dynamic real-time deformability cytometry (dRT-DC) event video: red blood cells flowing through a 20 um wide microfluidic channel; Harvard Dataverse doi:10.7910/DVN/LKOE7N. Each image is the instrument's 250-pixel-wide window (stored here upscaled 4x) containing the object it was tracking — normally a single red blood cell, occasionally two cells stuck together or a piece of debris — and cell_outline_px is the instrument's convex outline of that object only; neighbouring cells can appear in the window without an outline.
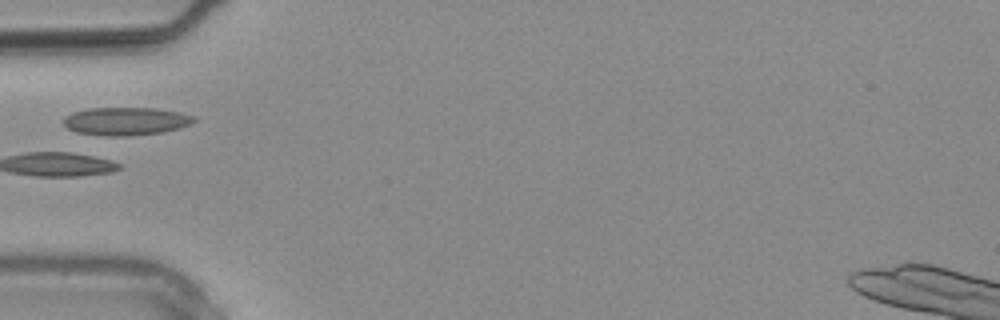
{"species": "common noctule bat (a hibernating species)", "species_latin": "Nyctalus noctula", "temperature_condition": "warm", "stored_images_in_passage": 3, "camera_frame_rate_fps": 3000, "um_per_image_px": 0.085, "animal": {"sex": "male", "body_mass_g": 20.4}, "frame": {"image": 1, "passage_image": 3, "time_ms": 0.667, "image_size_px": [1000, 320], "cell_outline_px": [[196, 120], [192, 124], [180, 128], [160, 132], [128, 136], [112, 136], [76, 132], [68, 128], [64, 124], [64, 116], [72, 112], [88, 108], [156, 108], [180, 112], [196, 116]], "centroid_in_image_um": [10.73, 10.29], "position_along_channel_um": 74.3, "area_um2": 21.33}}